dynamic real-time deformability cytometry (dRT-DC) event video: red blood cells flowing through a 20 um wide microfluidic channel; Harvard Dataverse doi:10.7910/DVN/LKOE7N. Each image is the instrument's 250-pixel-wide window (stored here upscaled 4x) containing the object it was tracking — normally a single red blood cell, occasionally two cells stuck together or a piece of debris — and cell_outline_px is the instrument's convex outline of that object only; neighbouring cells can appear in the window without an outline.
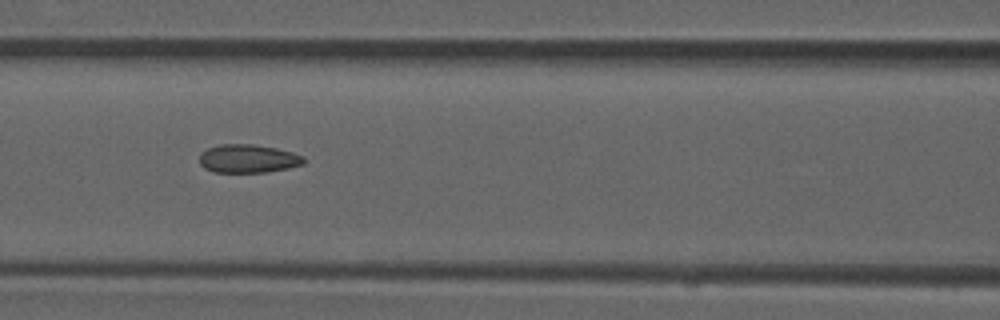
{"species": "common noctule bat (a hibernating species)", "species_latin": "Nyctalus noctula", "temperature_condition": "room temperature", "stored_images_in_passage": 4, "camera_frame_rate_fps": 3000, "um_per_image_px": 0.085, "animal": {"sex": "male", "forearm_length_mm": 52.5}, "frame": {"image": 1, "passage_image": 4, "time_ms": 1.0, "image_size_px": [1000, 320], "cell_outline_px": [[304, 164], [288, 168], [264, 172], [212, 172], [204, 168], [200, 164], [200, 152], [208, 148], [220, 144], [252, 144], [276, 148], [292, 152], [304, 156]], "centroid_in_image_um": [21.07, 13.48], "position_along_channel_um": 145.5, "area_um2": 17.28}}